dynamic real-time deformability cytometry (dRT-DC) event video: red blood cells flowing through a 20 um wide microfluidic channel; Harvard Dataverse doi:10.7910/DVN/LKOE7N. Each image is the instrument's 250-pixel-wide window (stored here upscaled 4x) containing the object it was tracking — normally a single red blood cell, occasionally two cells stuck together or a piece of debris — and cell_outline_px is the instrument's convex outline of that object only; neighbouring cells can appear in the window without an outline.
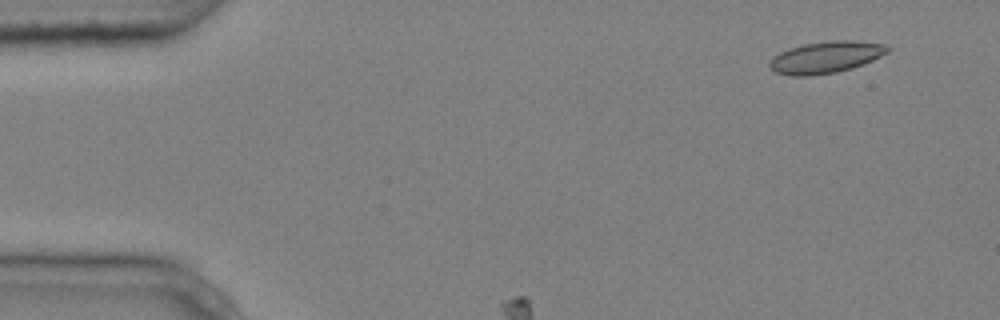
{"species": "common noctule bat (a hibernating species)", "species_latin": "Nyctalus noctula", "temperature_condition": "cold", "stored_images_in_passage": 4, "camera_frame_rate_fps": 3000, "um_per_image_px": 0.085, "animal": {"sex": "male", "body_mass_g": 20.4}, "frame": {"image": 1, "passage_image": 2, "time_ms": 0.333, "image_size_px": [1000, 320], "cell_outline_px": [[888, 52], [872, 60], [852, 68], [836, 72], [808, 76], [792, 76], [776, 72], [768, 68], [768, 60], [780, 52], [788, 48], [804, 44], [828, 40], [856, 40], [888, 44]], "centroid_in_image_um": [70.16, 4.85], "position_along_channel_um": 14.8, "area_um2": 22.02}}